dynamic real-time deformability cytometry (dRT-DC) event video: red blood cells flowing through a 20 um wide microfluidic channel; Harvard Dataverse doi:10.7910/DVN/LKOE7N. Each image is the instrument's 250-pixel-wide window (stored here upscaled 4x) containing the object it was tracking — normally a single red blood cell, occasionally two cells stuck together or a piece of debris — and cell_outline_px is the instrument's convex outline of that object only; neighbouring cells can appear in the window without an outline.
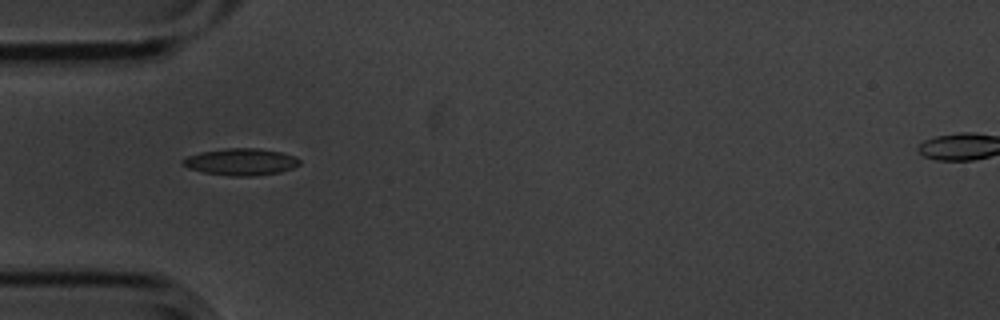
{"species": "common noctule bat (a hibernating species)", "species_latin": "Nyctalus noctula", "temperature_condition": "cold", "stored_images_in_passage": 5, "camera_frame_rate_fps": 3000, "um_per_image_px": 0.085, "animal": {"sex": "male", "body_mass_g": 20.1, "forearm_length_mm": 53.5}, "frame": {"image": 1, "passage_image": 5, "time_ms": 1.333, "image_size_px": [1000, 320], "cell_outline_px": [[300, 164], [292, 168], [280, 172], [252, 176], [232, 176], [204, 172], [188, 168], [180, 164], [180, 160], [188, 156], [200, 152], [228, 148], [256, 148], [280, 152], [296, 156], [300, 160]], "centroid_in_image_um": [20.46, 13.75], "position_along_channel_um": 64.5, "area_um2": 18.26}}